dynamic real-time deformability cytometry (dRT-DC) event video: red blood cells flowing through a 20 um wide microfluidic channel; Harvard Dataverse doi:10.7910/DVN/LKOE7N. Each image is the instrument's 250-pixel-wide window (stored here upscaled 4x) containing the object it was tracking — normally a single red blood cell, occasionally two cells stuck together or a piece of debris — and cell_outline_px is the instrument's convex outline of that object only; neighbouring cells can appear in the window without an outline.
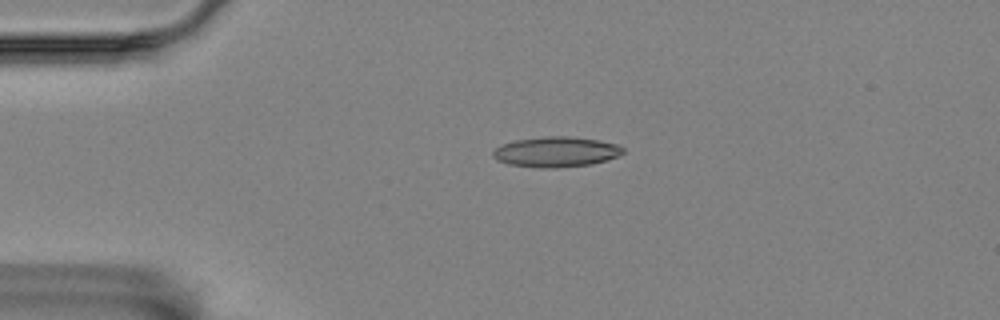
{"species": "Egyptian fruit bat (a non-hibernating species)", "species_latin": "Rousettus aegyptiacus", "temperature_condition": "room temperature", "stored_images_in_passage": 5, "camera_frame_rate_fps": 3000, "um_per_image_px": 0.085, "animal": {"sex": "female"}, "frame": {"image": 1, "passage_image": 4, "time_ms": 1.0, "image_size_px": [1000, 320], "cell_outline_px": [[624, 152], [608, 160], [592, 164], [552, 168], [540, 168], [508, 164], [496, 160], [492, 156], [492, 152], [496, 148], [504, 144], [516, 140], [548, 136], [568, 136], [596, 140], [616, 144], [624, 148]], "centroid_in_image_um": [47.25, 12.92], "position_along_channel_um": 37.7, "area_um2": 22.77}}